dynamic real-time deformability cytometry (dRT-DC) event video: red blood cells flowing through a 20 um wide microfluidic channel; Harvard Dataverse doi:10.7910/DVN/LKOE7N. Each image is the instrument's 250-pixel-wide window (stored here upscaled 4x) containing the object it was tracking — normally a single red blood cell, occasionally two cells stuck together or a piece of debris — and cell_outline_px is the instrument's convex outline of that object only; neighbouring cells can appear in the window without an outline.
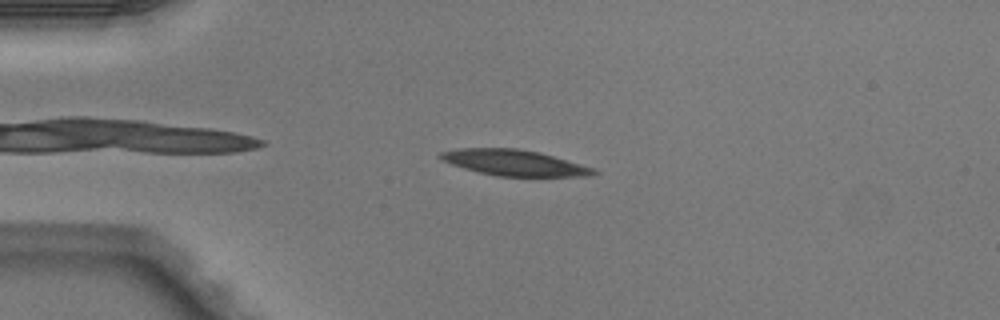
{"species": "Egyptian fruit bat (a non-hibernating species)", "species_latin": "Rousettus aegyptiacus", "temperature_condition": "warm", "stored_images_in_passage": 2, "camera_frame_rate_fps": 3000, "um_per_image_px": 0.085, "animal": {"sex": "male"}, "frame": {"image": 1, "passage_image": 1, "time_ms": 0.0, "image_size_px": [1000, 320], "cell_outline_px": [[600, 172], [592, 176], [496, 176], [464, 168], [452, 164], [436, 156], [440, 152], [460, 148], [516, 148], [540, 152], [596, 168]], "centroid_in_image_um": [43.76, 13.83], "position_along_channel_um": 41.2, "area_um2": 23.12}}